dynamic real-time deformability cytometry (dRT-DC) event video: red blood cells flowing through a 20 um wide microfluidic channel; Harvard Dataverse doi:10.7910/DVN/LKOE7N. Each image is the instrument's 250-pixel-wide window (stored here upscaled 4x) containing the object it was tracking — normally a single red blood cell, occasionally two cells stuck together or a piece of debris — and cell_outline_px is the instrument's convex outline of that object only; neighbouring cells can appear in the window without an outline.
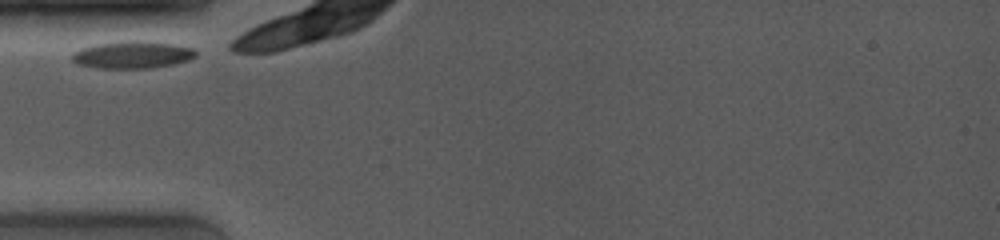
{"species": "common noctule bat (a hibernating species)", "species_latin": "Nyctalus noctula", "temperature_condition": "room temperature", "stored_images_in_passage": 38, "camera_frame_rate_fps": 4000, "um_per_image_px": 0.085, "animal": {"sex": "female", "body_mass_g": 19.0, "forearm_length_mm": 53.3}, "frame": {"image": 1, "passage_image": 1, "time_ms": 0.0, "image_size_px": [1000, 240], "cell_outline_px": [[196, 56], [188, 60], [172, 64], [152, 68], [96, 68], [80, 64], [72, 60], [72, 56], [80, 48], [96, 44], [128, 40], [136, 40], [176, 44], [192, 48], [196, 52]], "centroid_in_image_um": [11.27, 4.65], "position_along_channel_um": 73.7, "area_um2": 19.54}}